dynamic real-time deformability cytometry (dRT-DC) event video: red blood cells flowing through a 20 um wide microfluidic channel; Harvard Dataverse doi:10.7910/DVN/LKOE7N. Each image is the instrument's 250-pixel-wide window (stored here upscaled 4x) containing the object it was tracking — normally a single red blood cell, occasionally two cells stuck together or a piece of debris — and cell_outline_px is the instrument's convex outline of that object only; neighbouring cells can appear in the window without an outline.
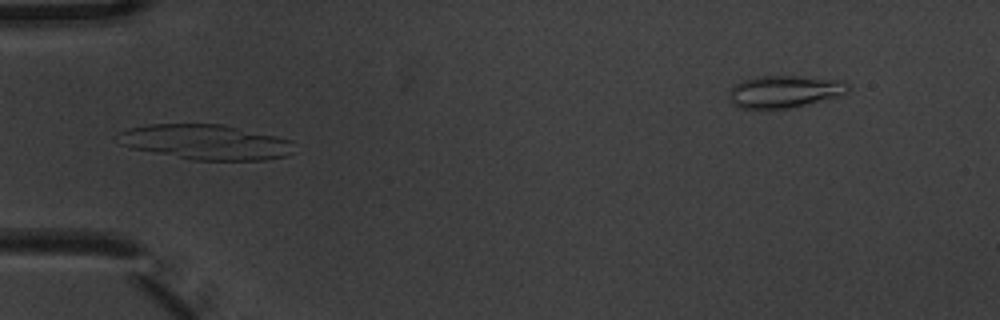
{"species": "common noctule bat (a hibernating species)", "species_latin": "Nyctalus noctula", "temperature_condition": "warm", "stored_images_in_passage": 4, "camera_frame_rate_fps": 3000, "um_per_image_px": 0.085, "animal": {"sex": "male", "body_mass_g": 20.1, "forearm_length_mm": 53.5}, "frame": {"image": 1, "passage_image": 2, "time_ms": 0.333, "image_size_px": [1000, 320], "cell_outline_px": [[296, 152], [288, 156], [264, 160], [192, 160], [132, 148], [120, 144], [120, 132], [128, 128], [148, 124], [224, 124], [276, 136], [292, 140]], "centroid_in_image_um": [17.56, 12.08], "position_along_channel_um": 67.4, "area_um2": 36.13}}
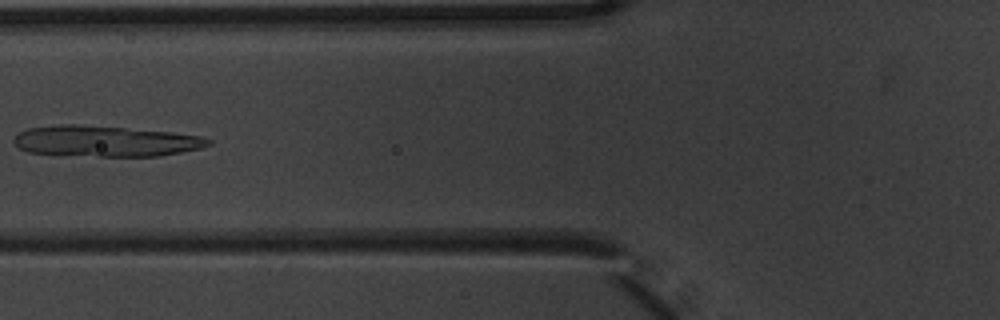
{"frame": {"image": 2, "passage_image": 3, "time_ms": 0.667, "image_size_px": [1000, 320], "cell_outline_px": [[212, 144], [200, 148], [160, 156], [96, 156], [28, 152], [20, 148], [12, 140], [20, 132], [28, 128], [64, 124], [76, 124], [172, 132], [200, 136], [212, 140]], "centroid_in_image_um": [8.98, 11.99], "position_along_channel_um": 116.8, "area_um2": 34.62}}